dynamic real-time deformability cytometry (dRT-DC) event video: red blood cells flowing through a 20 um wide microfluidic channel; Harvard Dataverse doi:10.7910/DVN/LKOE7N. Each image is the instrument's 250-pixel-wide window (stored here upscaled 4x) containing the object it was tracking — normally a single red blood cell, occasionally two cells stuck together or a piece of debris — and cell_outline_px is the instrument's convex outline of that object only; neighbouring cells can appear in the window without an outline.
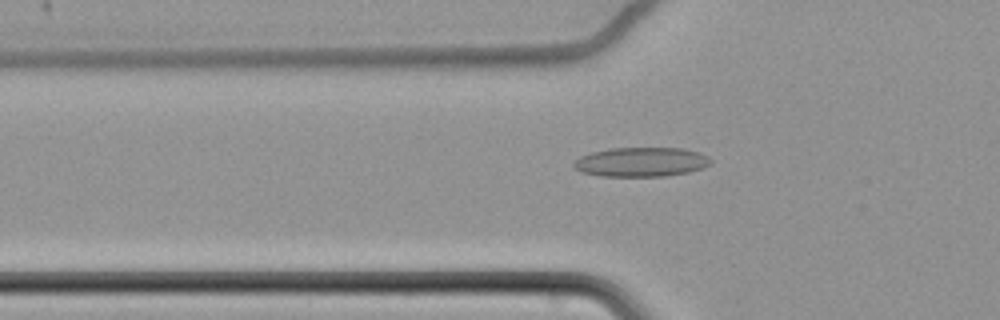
{"species": "common noctule bat (a hibernating species)", "species_latin": "Nyctalus noctula", "temperature_condition": "cold", "stored_images_in_passage": 62, "camera_frame_rate_fps": 3000, "um_per_image_px": 0.085, "animal": {"sex": "female", "body_mass_g": 22.7, "forearm_length_mm": 54.2}, "frame": {"image": 1, "passage_image": 23, "time_ms": 7.333, "image_size_px": [1000, 320], "cell_outline_px": [[712, 160], [708, 164], [700, 168], [688, 172], [668, 176], [600, 176], [580, 172], [572, 168], [572, 164], [580, 156], [592, 152], [612, 148], [684, 148], [708, 156]], "centroid_in_image_um": [54.44, 13.77], "position_along_channel_um": 71.4, "area_um2": 23.41}}
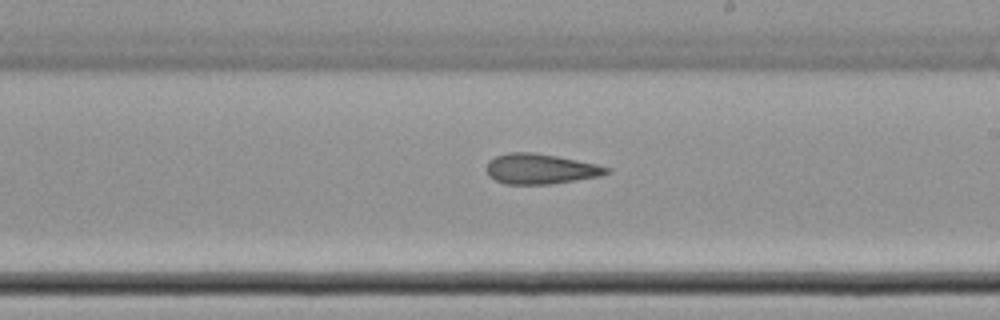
{"frame": {"image": 2, "passage_image": 38, "time_ms": 12.333, "image_size_px": [1000, 320], "cell_outline_px": [[612, 172], [600, 176], [548, 184], [504, 184], [488, 176], [488, 160], [496, 156], [508, 152], [532, 152], [556, 156], [596, 164], [612, 168]], "centroid_in_image_um": [45.95, 14.35], "position_along_channel_um": 243.0, "area_um2": 21.04}}
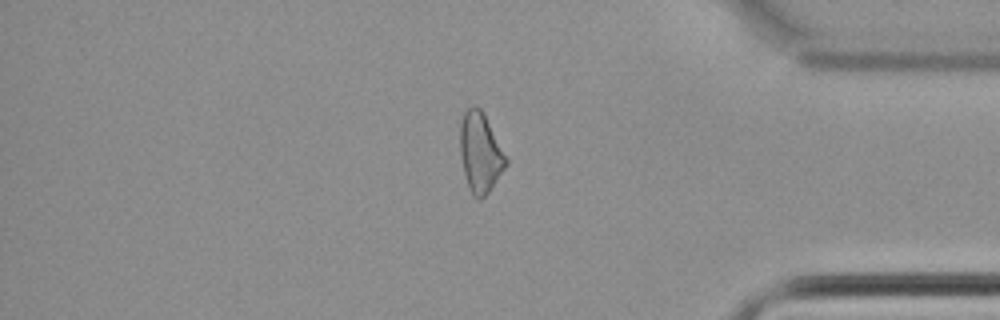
{"frame": {"image": 3, "passage_image": 53, "time_ms": 17.333, "image_size_px": [1000, 320], "cell_outline_px": [[508, 164], [488, 192], [480, 200], [476, 200], [472, 196], [468, 188], [460, 156], [460, 120], [464, 112], [472, 104], [476, 104], [484, 112], [508, 160]], "centroid_in_image_um": [40.81, 12.95], "position_along_channel_um": 394.4, "area_um2": 21.62}, "authors_computed_cell_mechanics": {"area_um2": 22.6287, "velocity_mm_per_s": 3.4616, "shape_relaxation_time_tau1_ms": 6.9928, "shape_relaxation_time_tau2_ms": 4.4588, "deformation_change_tau1": 0.1135, "deformation_change_tau2": 0.1232}}